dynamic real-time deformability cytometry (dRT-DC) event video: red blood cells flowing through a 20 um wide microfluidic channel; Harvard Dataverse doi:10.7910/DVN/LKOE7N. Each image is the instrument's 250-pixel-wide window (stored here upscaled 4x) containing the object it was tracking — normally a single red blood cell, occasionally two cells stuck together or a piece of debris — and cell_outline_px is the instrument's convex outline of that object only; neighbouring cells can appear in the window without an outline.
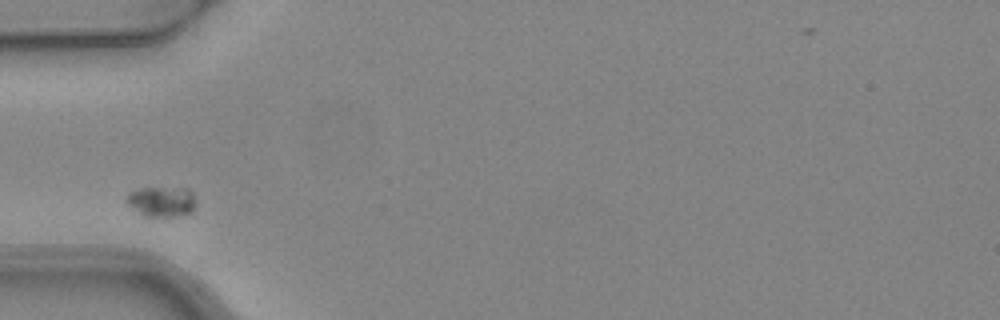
{"species": "common noctule bat (a hibernating species)", "species_latin": "Nyctalus noctula", "temperature_condition": "warm", "stored_images_in_passage": 2, "camera_frame_rate_fps": 3000, "um_per_image_px": 0.085, "animal": {"sex": "female", "body_mass_g": 24.6, "forearm_length_mm": 56.2}, "frame": {"image": 1, "passage_image": 1, "time_ms": 0.0, "image_size_px": [1000, 320], "cell_outline_px": [[192, 212], [176, 216], [144, 216], [128, 204], [124, 200], [132, 192], [140, 188], [188, 188], [192, 192]], "centroid_in_image_um": [13.71, 17.13], "position_along_channel_um": 71.3, "area_um2": 11.79}}
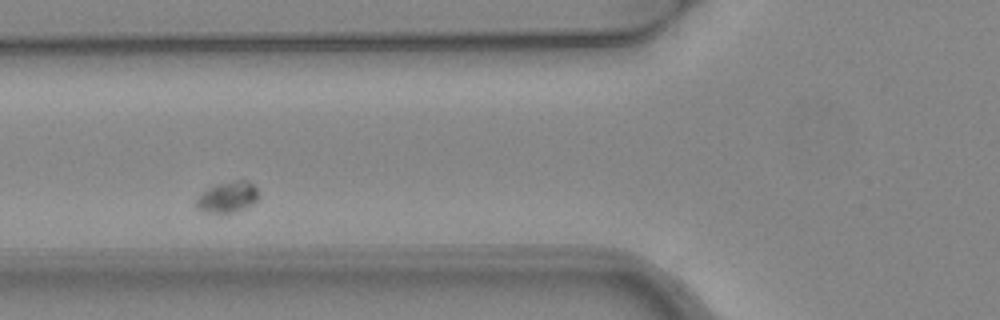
{"frame": {"image": 2, "passage_image": 2, "time_ms": 0.333, "image_size_px": [1000, 320], "cell_outline_px": [[260, 196], [252, 204], [236, 212], [220, 216], [204, 212], [196, 208], [196, 200], [208, 188], [216, 184], [236, 180], [248, 180], [260, 192]], "centroid_in_image_um": [19.36, 16.8], "position_along_channel_um": 106.4, "area_um2": 11.62}}